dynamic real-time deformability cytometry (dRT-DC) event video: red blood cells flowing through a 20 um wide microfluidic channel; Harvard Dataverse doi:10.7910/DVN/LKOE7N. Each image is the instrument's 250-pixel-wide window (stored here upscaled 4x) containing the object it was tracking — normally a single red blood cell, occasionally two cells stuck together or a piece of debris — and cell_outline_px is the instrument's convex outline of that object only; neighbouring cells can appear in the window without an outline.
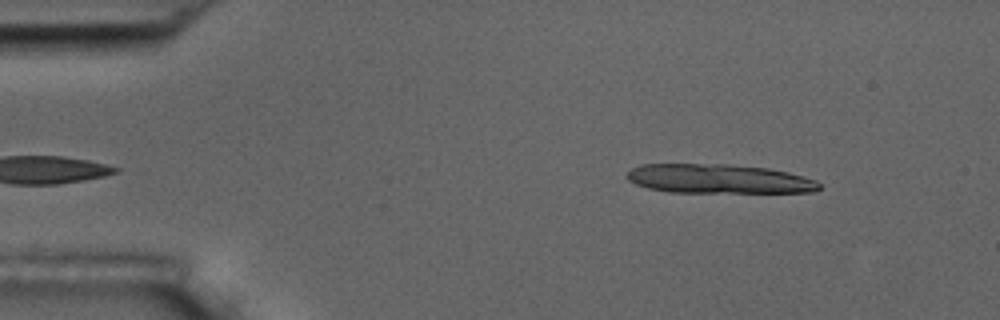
{"species": "common noctule bat (a hibernating species)", "species_latin": "Nyctalus noctula", "temperature_condition": "room temperature", "stored_images_in_passage": 7, "camera_frame_rate_fps": 3000, "um_per_image_px": 0.085, "animal": {"sex": "male", "body_mass_g": 17.5, "forearm_length_mm": 52.3}, "frame": {"image": 1, "passage_image": 1, "time_ms": 0.0, "image_size_px": [1000, 320], "cell_outline_px": [[820, 188], [816, 192], [668, 192], [648, 188], [636, 184], [628, 180], [624, 176], [632, 168], [640, 164], [728, 164], [768, 168], [788, 172], [804, 176], [816, 180], [820, 184]], "centroid_in_image_um": [61.08, 15.2], "position_along_channel_um": 23.9, "area_um2": 32.89}}
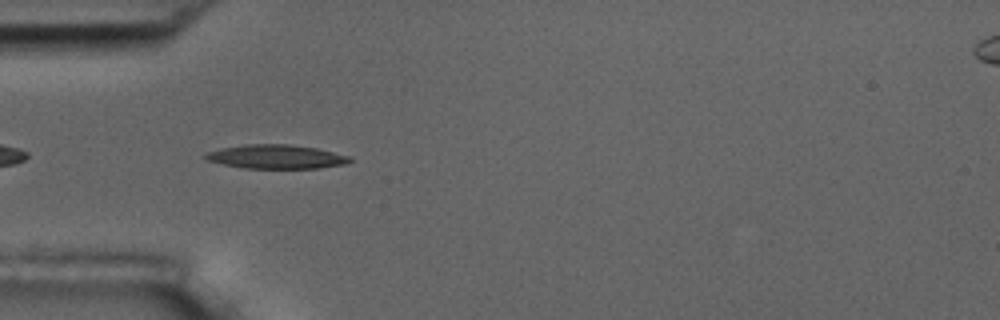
{"frame": {"image": 2, "passage_image": 4, "time_ms": 3.333, "image_size_px": [1000, 320], "cell_outline_px": [[352, 160], [348, 164], [316, 168], [244, 168], [204, 160], [204, 152], [220, 148], [244, 144], [292, 144], [316, 148], [348, 156]], "centroid_in_image_um": [23.42, 13.31], "position_along_channel_um": 61.6, "area_um2": 20.23}}
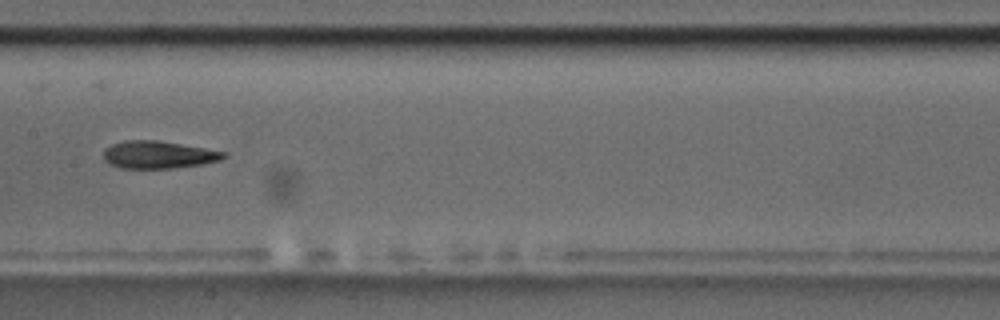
{"frame": {"image": 3, "passage_image": 7, "time_ms": 7.0, "image_size_px": [1000, 320], "cell_outline_px": [[228, 156], [220, 160], [204, 164], [172, 168], [120, 168], [108, 164], [104, 160], [104, 148], [112, 144], [124, 140], [156, 140], [228, 152]], "centroid_in_image_um": [13.46, 13.15], "position_along_channel_um": 193.9, "area_um2": 19.36}}